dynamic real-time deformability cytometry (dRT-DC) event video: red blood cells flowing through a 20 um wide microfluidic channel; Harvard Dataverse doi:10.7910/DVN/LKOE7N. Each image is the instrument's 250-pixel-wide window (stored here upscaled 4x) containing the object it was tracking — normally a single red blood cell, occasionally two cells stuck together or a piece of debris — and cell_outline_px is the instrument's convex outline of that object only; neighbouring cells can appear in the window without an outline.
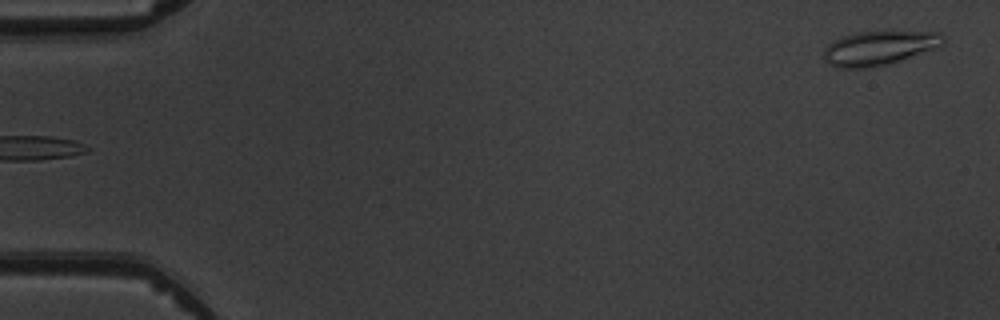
{"species": "common noctule bat (a hibernating species)", "species_latin": "Nyctalus noctula", "temperature_condition": "warm", "stored_images_in_passage": 5, "segment_of_instrument_passage": [2, 2], "camera_frame_rate_fps": 3000, "um_per_image_px": 0.085, "animal": {"sex": "male", "body_mass_g": 19.5, "forearm_length_mm": 54.6}, "frame": {"image": 1, "passage_image": 5, "time_ms": 5.333, "image_size_px": [1000, 320], "cell_outline_px": [[944, 44], [936, 48], [888, 64], [872, 68], [836, 68], [828, 64], [824, 60], [824, 48], [832, 40], [840, 36], [856, 32], [936, 32], [944, 36]], "centroid_in_image_um": [74.66, 4.09], "position_along_channel_um": 10.3, "area_um2": 23.87}}